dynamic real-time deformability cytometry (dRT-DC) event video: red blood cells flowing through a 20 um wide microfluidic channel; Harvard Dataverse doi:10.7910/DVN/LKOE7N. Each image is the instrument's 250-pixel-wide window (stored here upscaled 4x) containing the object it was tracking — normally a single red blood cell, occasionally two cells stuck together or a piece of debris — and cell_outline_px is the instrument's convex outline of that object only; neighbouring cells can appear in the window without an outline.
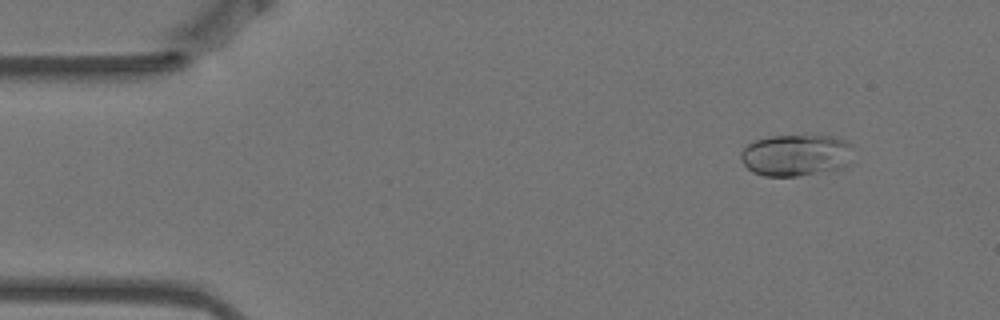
{"species": "Egyptian fruit bat (a non-hibernating species)", "species_latin": "Rousettus aegyptiacus", "temperature_condition": "warm", "stored_images_in_passage": 6, "camera_frame_rate_fps": 3000, "um_per_image_px": 0.085, "animal": {"sex": "female"}, "frame": {"image": 1, "passage_image": 2, "time_ms": 0.333, "image_size_px": [1000, 320], "cell_outline_px": [[852, 144], [848, 164], [840, 168], [796, 176], [764, 176], [752, 172], [740, 160], [740, 152], [748, 144], [756, 140], [772, 136], [832, 136], [844, 140]], "centroid_in_image_um": [67.61, 13.19], "position_along_channel_um": 17.4, "area_um2": 27.05}}
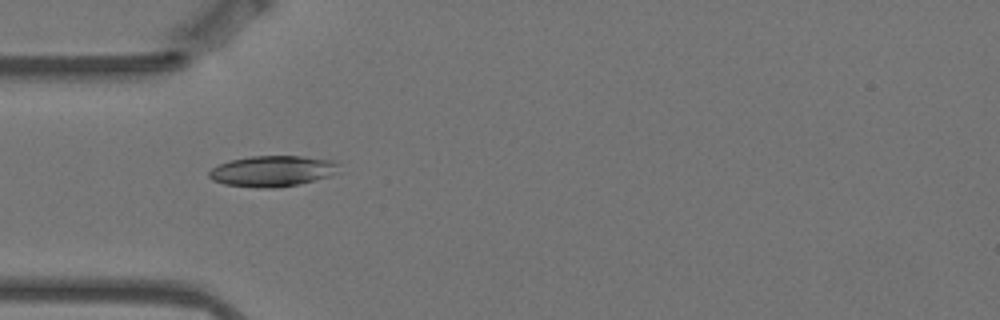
{"frame": {"image": 2, "passage_image": 5, "time_ms": 1.333, "image_size_px": [1000, 320], "cell_outline_px": [[340, 172], [328, 176], [296, 184], [272, 188], [260, 188], [224, 184], [212, 180], [208, 176], [208, 172], [212, 168], [228, 160], [252, 156], [304, 156], [336, 160], [340, 164]], "centroid_in_image_um": [23.18, 14.52], "position_along_channel_um": 61.8, "area_um2": 23.47}}
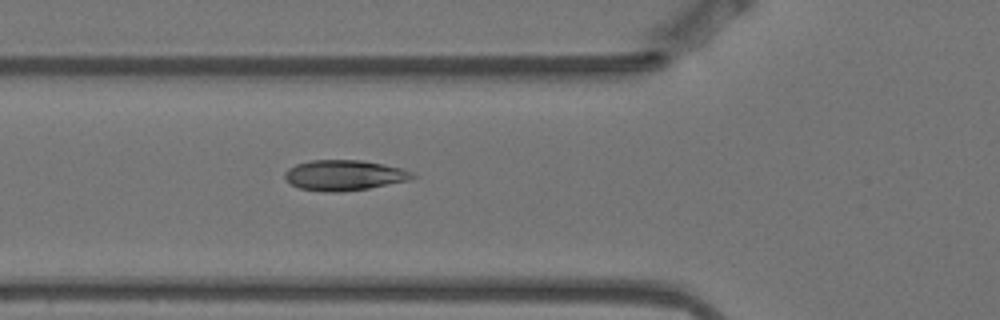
{"frame": {"image": 3, "passage_image": 6, "time_ms": 1.667, "image_size_px": [1000, 320], "cell_outline_px": [[416, 176], [408, 180], [368, 188], [340, 192], [324, 192], [300, 188], [292, 184], [284, 176], [284, 172], [288, 168], [296, 164], [308, 160], [360, 160], [384, 164], [400, 168], [412, 172]], "centroid_in_image_um": [29.23, 14.89], "position_along_channel_um": 96.6, "area_um2": 22.48}}